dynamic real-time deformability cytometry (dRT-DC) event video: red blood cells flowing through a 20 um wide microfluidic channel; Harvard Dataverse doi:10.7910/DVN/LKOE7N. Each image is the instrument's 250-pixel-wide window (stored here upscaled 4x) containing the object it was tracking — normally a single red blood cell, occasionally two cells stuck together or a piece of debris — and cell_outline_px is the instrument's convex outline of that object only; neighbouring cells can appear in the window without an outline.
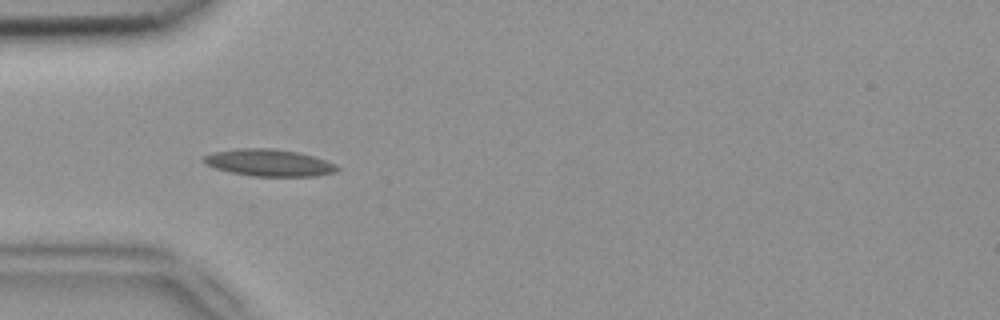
{"species": "common noctule bat (a hibernating species)", "species_latin": "Nyctalus noctula", "temperature_condition": "room temperature", "stored_images_in_passage": 5, "camera_frame_rate_fps": 3000, "um_per_image_px": 0.085, "animal": {"sex": "female", "body_mass_g": 18.4}, "frame": {"image": 1, "passage_image": 4, "time_ms": 1.0, "image_size_px": [1000, 320], "cell_outline_px": [[340, 168], [336, 172], [316, 176], [252, 176], [232, 172], [216, 168], [200, 160], [204, 156], [212, 152], [236, 148], [272, 148], [296, 152], [312, 156], [336, 164]], "centroid_in_image_um": [22.86, 13.83], "position_along_channel_um": 62.1, "area_um2": 20.87}}